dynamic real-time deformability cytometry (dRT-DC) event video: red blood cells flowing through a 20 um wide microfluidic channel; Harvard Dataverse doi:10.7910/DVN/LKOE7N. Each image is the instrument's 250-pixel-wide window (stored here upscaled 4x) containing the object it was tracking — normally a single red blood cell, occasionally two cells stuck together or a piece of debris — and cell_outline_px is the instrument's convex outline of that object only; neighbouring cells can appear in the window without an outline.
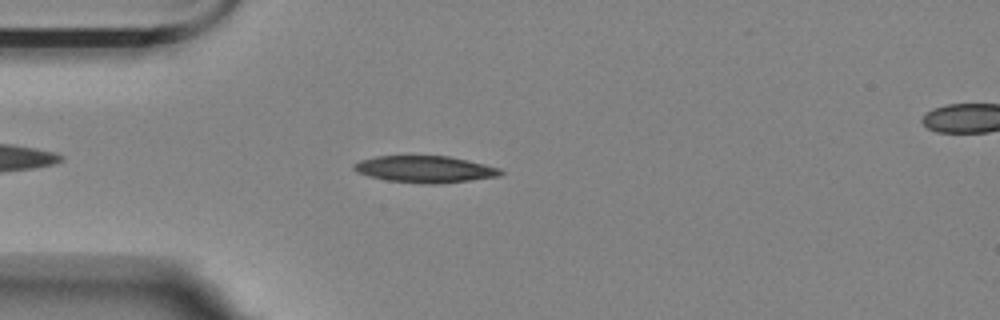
{"species": "Egyptian fruit bat (a non-hibernating species)", "species_latin": "Rousettus aegyptiacus", "temperature_condition": "room temperature", "stored_images_in_passage": 41, "camera_frame_rate_fps": 3000, "um_per_image_px": 0.085, "animal": {"sex": "female"}, "frame": {"image": 1, "passage_image": 6, "time_ms": 1.667, "image_size_px": [1000, 320], "cell_outline_px": [[504, 172], [500, 176], [436, 184], [420, 184], [388, 180], [368, 176], [356, 172], [352, 168], [352, 164], [360, 160], [376, 156], [448, 156], [484, 164], [500, 168]], "centroid_in_image_um": [36.08, 14.38], "position_along_channel_um": 48.9, "area_um2": 22.83}}
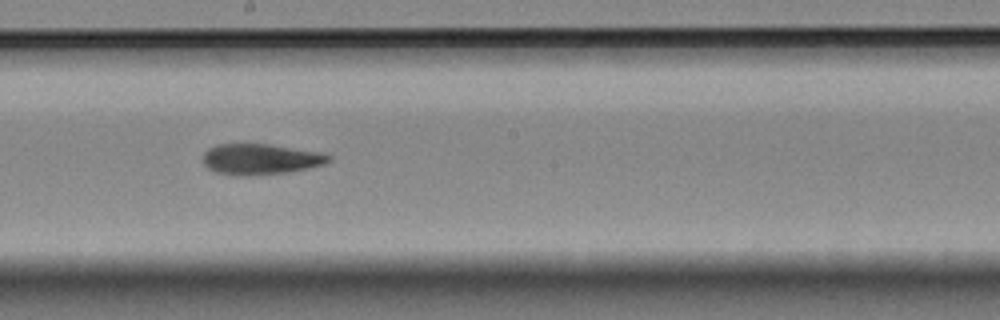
{"frame": {"image": 2, "passage_image": 22, "time_ms": 7.0, "image_size_px": [1000, 320], "cell_outline_px": [[332, 160], [324, 164], [308, 168], [288, 172], [248, 176], [240, 176], [216, 172], [208, 168], [200, 160], [204, 152], [208, 148], [216, 144], [268, 144], [320, 152], [332, 156]], "centroid_in_image_um": [22.11, 13.53], "position_along_channel_um": 226.1, "area_um2": 22.72}}
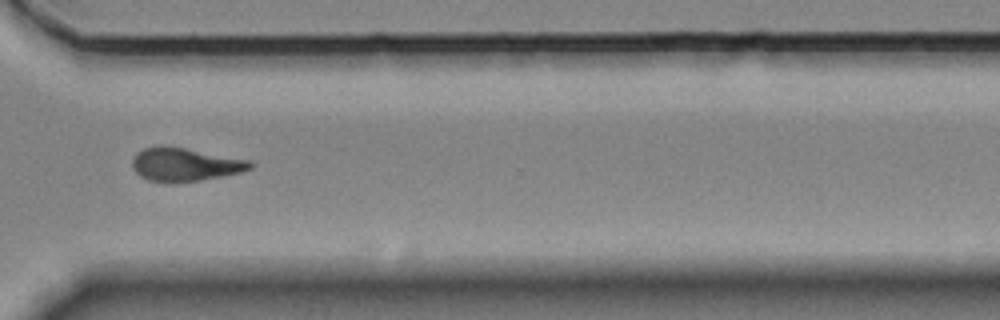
{"frame": {"image": 3, "passage_image": 33, "time_ms": 10.667, "image_size_px": [1000, 320], "cell_outline_px": [[252, 168], [240, 172], [200, 180], [148, 180], [140, 176], [132, 168], [132, 160], [136, 152], [144, 148], [156, 144], [164, 144], [252, 160]], "centroid_in_image_um": [15.7, 13.92], "position_along_channel_um": 354.9, "area_um2": 22.66}, "authors_computed_cell_mechanics": {"area_um2": 22.831, "velocity_mm_per_s": 3.5168, "shape_relaxation_time_tau1_ms": 6.689, "shape_relaxation_time_tau2_ms": 8.7701, "deformation_change_tau1": 0.1812, "deformation_change_tau2": 0.1862}}